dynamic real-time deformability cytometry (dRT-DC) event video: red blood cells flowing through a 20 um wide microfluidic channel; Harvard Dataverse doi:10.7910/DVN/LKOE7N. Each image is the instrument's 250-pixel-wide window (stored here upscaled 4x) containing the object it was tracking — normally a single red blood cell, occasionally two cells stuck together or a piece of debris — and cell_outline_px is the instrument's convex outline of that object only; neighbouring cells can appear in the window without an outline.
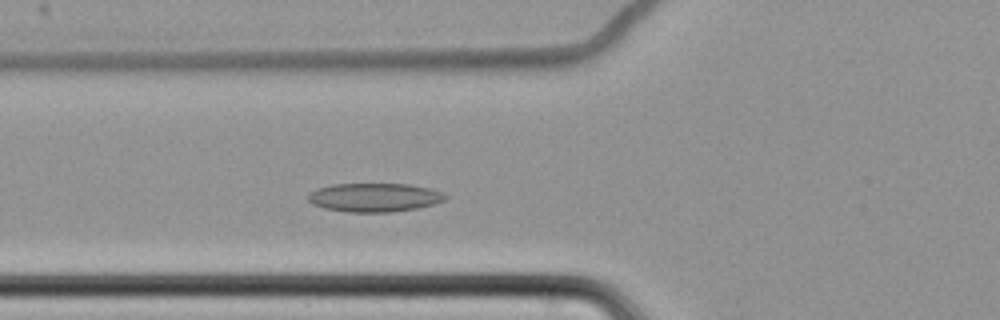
{"species": "common noctule bat (a hibernating species)", "species_latin": "Nyctalus noctula", "temperature_condition": "cold", "stored_images_in_passage": 53, "camera_frame_rate_fps": 3000, "um_per_image_px": 0.085, "animal": {"sex": "female", "body_mass_g": 22.7, "forearm_length_mm": 54.2}, "frame": {"image": 1, "passage_image": 16, "time_ms": 5.0, "image_size_px": [1000, 320], "cell_outline_px": [[448, 196], [444, 200], [432, 204], [416, 208], [392, 212], [348, 212], [324, 208], [312, 204], [308, 200], [308, 192], [316, 188], [332, 184], [408, 184], [428, 188], [444, 192]], "centroid_in_image_um": [31.79, 16.78], "position_along_channel_um": 94.0, "area_um2": 23.0}}
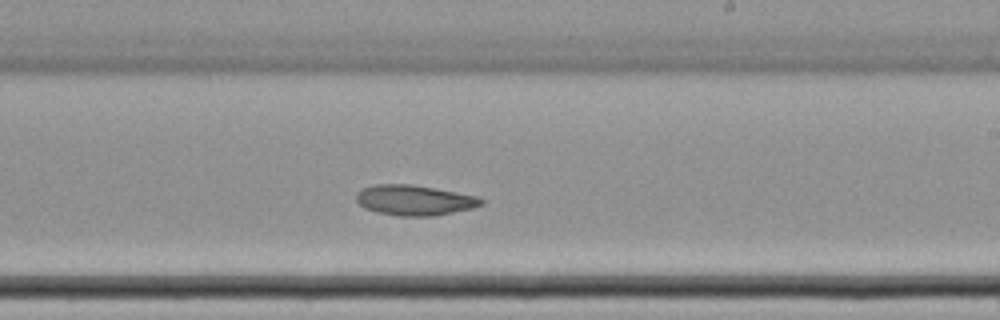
{"frame": {"image": 2, "passage_image": 30, "time_ms": 9.667, "image_size_px": [1000, 320], "cell_outline_px": [[484, 204], [472, 208], [436, 216], [400, 216], [376, 212], [364, 208], [356, 200], [356, 192], [360, 188], [376, 184], [412, 184], [476, 196], [484, 200]], "centroid_in_image_um": [35.19, 17.02], "position_along_channel_um": 253.8, "area_um2": 22.14}}
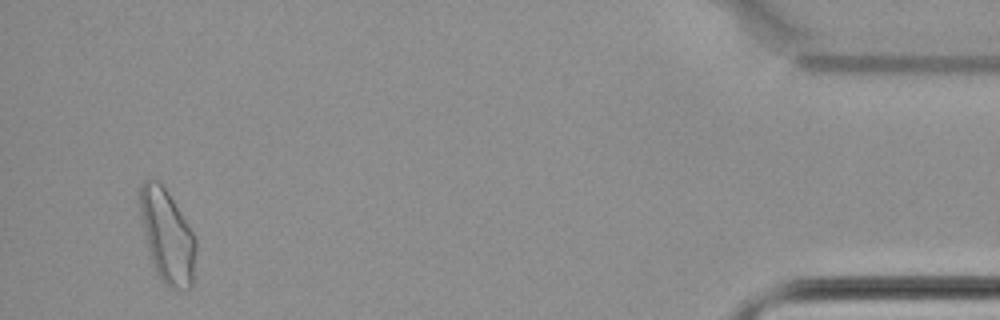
{"frame": {"image": 3, "passage_image": 51, "time_ms": 16.667, "image_size_px": [1000, 320], "cell_outline_px": [[196, 252], [192, 284], [188, 288], [168, 288], [160, 280], [152, 264], [144, 232], [140, 212], [140, 184], [144, 180], [160, 180], [168, 192], [188, 224], [196, 240]], "centroid_in_image_um": [14.21, 20.07], "position_along_channel_um": 421.0, "area_um2": 30.23}}